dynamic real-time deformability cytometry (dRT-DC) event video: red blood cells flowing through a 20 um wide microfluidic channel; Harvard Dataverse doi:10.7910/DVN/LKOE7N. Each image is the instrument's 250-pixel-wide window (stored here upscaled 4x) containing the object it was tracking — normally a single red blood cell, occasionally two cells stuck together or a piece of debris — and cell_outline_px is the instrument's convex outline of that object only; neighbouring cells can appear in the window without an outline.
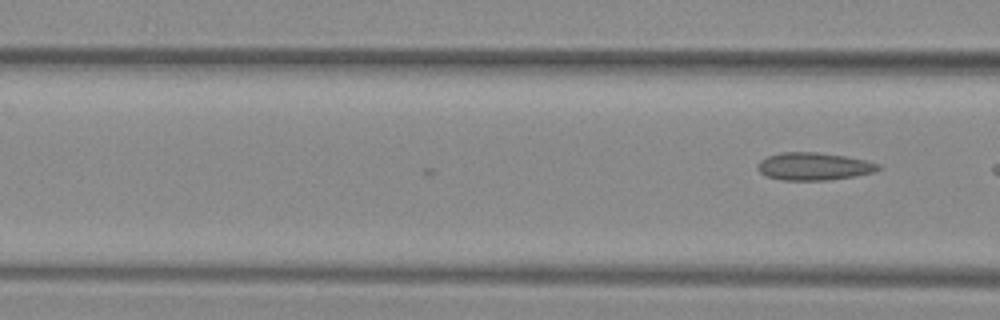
{"species": "common noctule bat (a hibernating species)", "species_latin": "Nyctalus noctula", "temperature_condition": "warm", "stored_images_in_passage": 3, "camera_frame_rate_fps": 3000, "um_per_image_px": 0.085, "animal": {"sex": "female", "body_mass_g": 29.2, "forearm_length_mm": 56.3}, "frame": {"image": 1, "passage_image": 3, "time_ms": 0.667, "image_size_px": [1000, 320], "cell_outline_px": [[880, 168], [876, 172], [828, 180], [780, 180], [768, 176], [760, 172], [756, 168], [756, 164], [760, 160], [768, 156], [780, 152], [816, 152], [844, 156], [864, 160], [880, 164]], "centroid_in_image_um": [69.14, 14.14], "position_along_channel_um": 97.5, "area_um2": 19.36}}